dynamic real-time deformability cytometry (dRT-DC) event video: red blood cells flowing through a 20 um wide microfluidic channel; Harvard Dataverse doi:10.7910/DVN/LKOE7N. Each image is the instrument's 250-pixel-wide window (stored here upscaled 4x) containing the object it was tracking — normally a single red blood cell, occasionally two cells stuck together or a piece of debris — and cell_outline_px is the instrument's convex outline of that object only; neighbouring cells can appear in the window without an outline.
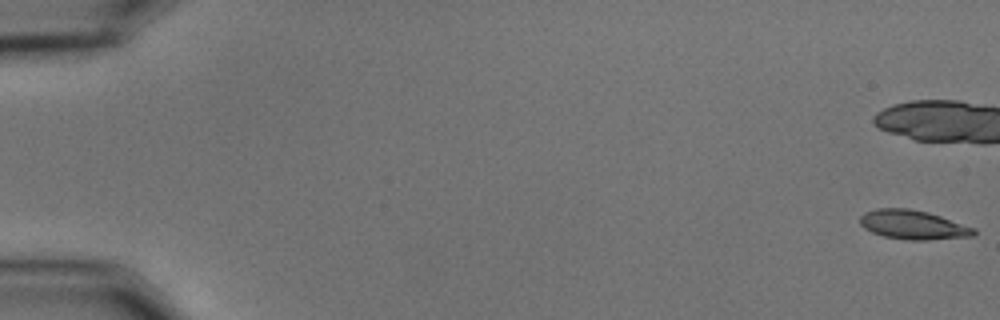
{"species": "common noctule bat (a hibernating species)", "species_latin": "Nyctalus noctula", "temperature_condition": "cold", "stored_images_in_passage": 17, "camera_frame_rate_fps": 3000, "um_per_image_px": 0.085, "animal": {"sex": "male", "body_mass_g": 15.6}, "frame": {"image": 1, "passage_image": 1, "time_ms": 0.0, "image_size_px": [1000, 320], "cell_outline_px": [[976, 232], [972, 236], [928, 240], [908, 240], [884, 236], [872, 232], [864, 228], [860, 224], [860, 216], [864, 212], [876, 208], [908, 208], [928, 212], [976, 228]], "centroid_in_image_um": [77.6, 19.1], "position_along_channel_um": 7.4, "area_um2": 19.36}}